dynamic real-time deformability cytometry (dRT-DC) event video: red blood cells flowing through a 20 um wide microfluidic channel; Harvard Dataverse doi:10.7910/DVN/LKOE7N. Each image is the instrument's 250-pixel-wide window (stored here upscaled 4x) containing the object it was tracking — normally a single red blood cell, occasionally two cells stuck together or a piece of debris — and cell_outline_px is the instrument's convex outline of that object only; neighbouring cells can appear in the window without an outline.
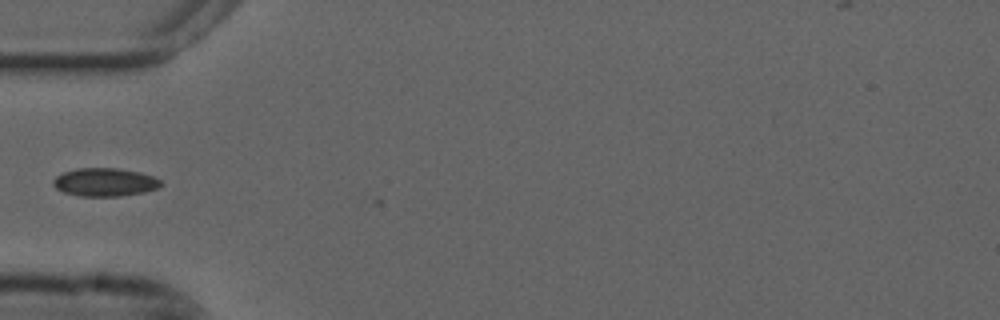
{"species": "common noctule bat (a hibernating species)", "species_latin": "Nyctalus noctula", "temperature_condition": "cold", "stored_images_in_passage": 25, "camera_frame_rate_fps": 3000, "um_per_image_px": 0.085, "animal": {"sex": "male", "forearm_length_mm": 52.5}, "frame": {"image": 1, "passage_image": 1, "time_ms": 0.0, "image_size_px": [1000, 320], "cell_outline_px": [[164, 184], [160, 188], [144, 192], [120, 196], [80, 196], [64, 192], [56, 188], [52, 184], [52, 180], [56, 176], [64, 172], [76, 168], [116, 168], [140, 172], [152, 176], [160, 180]], "centroid_in_image_um": [8.92, 15.48], "position_along_channel_um": 76.1, "area_um2": 17.8}}
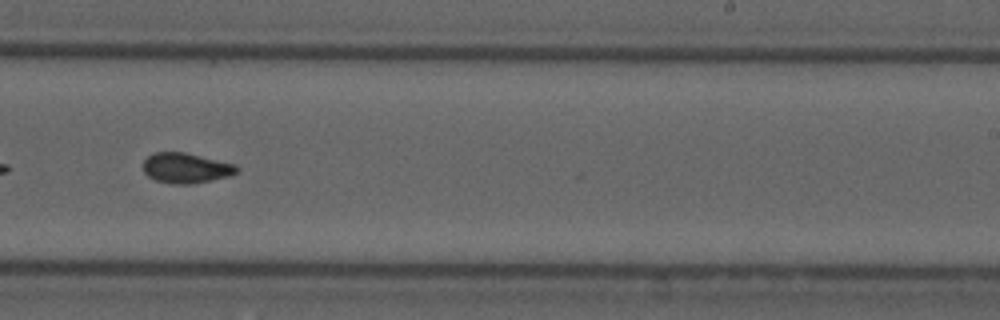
{"frame": {"image": 2, "passage_image": 17, "time_ms": 5.333, "image_size_px": [1000, 320], "cell_outline_px": [[240, 172], [228, 176], [192, 184], [172, 184], [156, 180], [148, 176], [144, 172], [144, 160], [148, 156], [156, 152], [184, 152], [236, 164], [240, 168]], "centroid_in_image_um": [15.84, 14.28], "position_along_channel_um": 273.2, "area_um2": 16.47}}